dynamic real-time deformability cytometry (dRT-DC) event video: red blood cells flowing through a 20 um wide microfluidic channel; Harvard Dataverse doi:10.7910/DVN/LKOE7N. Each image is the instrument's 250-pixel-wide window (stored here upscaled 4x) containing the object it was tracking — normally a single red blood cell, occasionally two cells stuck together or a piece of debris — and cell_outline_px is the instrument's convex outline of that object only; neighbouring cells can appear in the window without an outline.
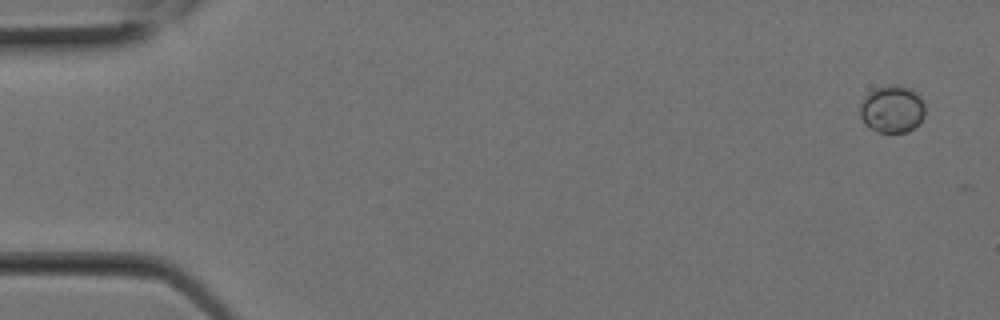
{"species": "Egyptian fruit bat (a non-hibernating species)", "species_latin": "Rousettus aegyptiacus", "temperature_condition": "room temperature", "stored_images_in_passage": 3, "camera_frame_rate_fps": 3000, "um_per_image_px": 0.085, "animal": {"sex": "female"}, "frame": {"image": 1, "passage_image": 1, "time_ms": 0.0, "image_size_px": [1000, 320], "cell_outline_px": [[924, 116], [920, 124], [908, 132], [876, 132], [864, 124], [860, 116], [860, 104], [864, 96], [868, 92], [876, 88], [892, 84], [896, 84], [908, 88], [920, 96], [924, 104]], "centroid_in_image_um": [75.82, 9.29], "position_along_channel_um": 9.2, "area_um2": 18.15}}
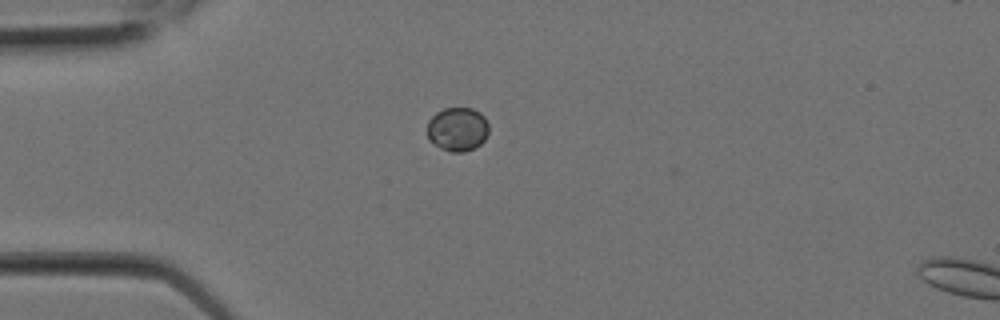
{"frame": {"image": 2, "passage_image": 2, "time_ms": 0.333, "image_size_px": [1000, 320], "cell_outline_px": [[488, 132], [484, 140], [476, 148], [464, 152], [448, 152], [432, 144], [428, 140], [428, 120], [436, 112], [444, 108], [472, 108], [480, 112], [484, 116], [488, 124]], "centroid_in_image_um": [38.88, 11.0], "position_along_channel_um": 46.1, "area_um2": 16.01}}